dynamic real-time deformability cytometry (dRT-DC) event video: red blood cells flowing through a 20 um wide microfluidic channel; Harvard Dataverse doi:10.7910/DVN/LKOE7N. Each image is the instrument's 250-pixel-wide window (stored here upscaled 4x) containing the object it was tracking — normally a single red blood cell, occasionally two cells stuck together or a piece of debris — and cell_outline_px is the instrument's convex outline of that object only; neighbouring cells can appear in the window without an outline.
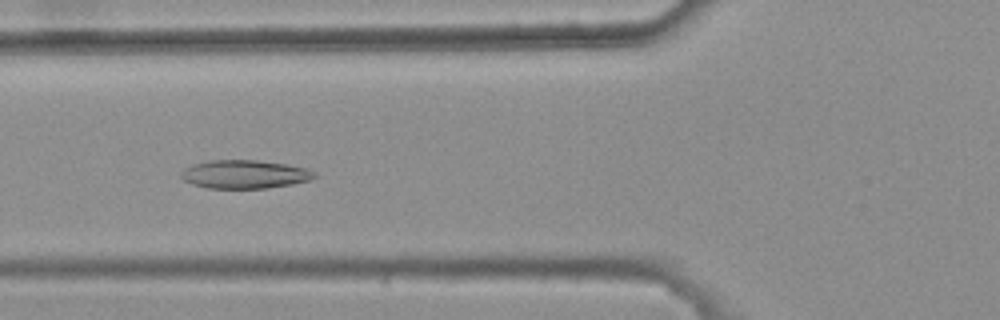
{"species": "common noctule bat (a hibernating species)", "species_latin": "Nyctalus noctula", "temperature_condition": "warm", "stored_images_in_passage": 6, "camera_frame_rate_fps": 3000, "um_per_image_px": 0.085, "animal": {"sex": "female", "body_mass_g": 25.1}, "frame": {"image": 1, "passage_image": 4, "time_ms": 1.0, "image_size_px": [1000, 320], "cell_outline_px": [[316, 176], [308, 180], [292, 184], [268, 188], [208, 188], [192, 184], [184, 180], [180, 176], [180, 172], [184, 168], [192, 164], [208, 160], [256, 160], [288, 164], [308, 168], [316, 172]], "centroid_in_image_um": [20.78, 14.8], "position_along_channel_um": 105.0, "area_um2": 22.25}}
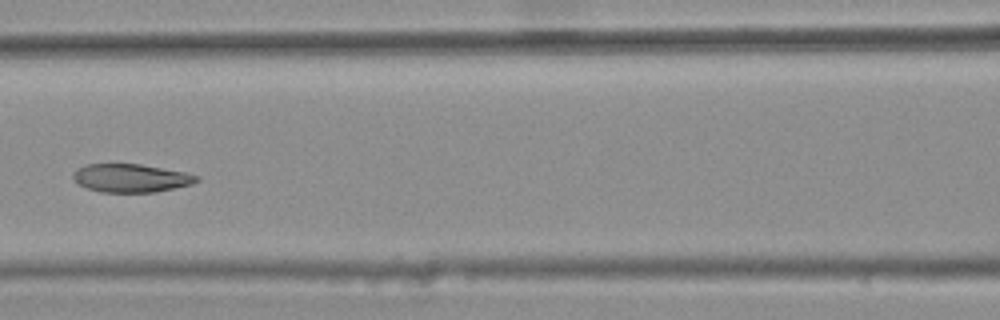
{"frame": {"image": 2, "passage_image": 5, "time_ms": 1.333, "image_size_px": [1000, 320], "cell_outline_px": [[200, 180], [192, 184], [156, 192], [100, 192], [76, 184], [72, 180], [72, 172], [76, 168], [84, 164], [140, 164], [188, 172], [200, 176]], "centroid_in_image_um": [11.11, 15.13], "position_along_channel_um": 155.5, "area_um2": 20.75}}
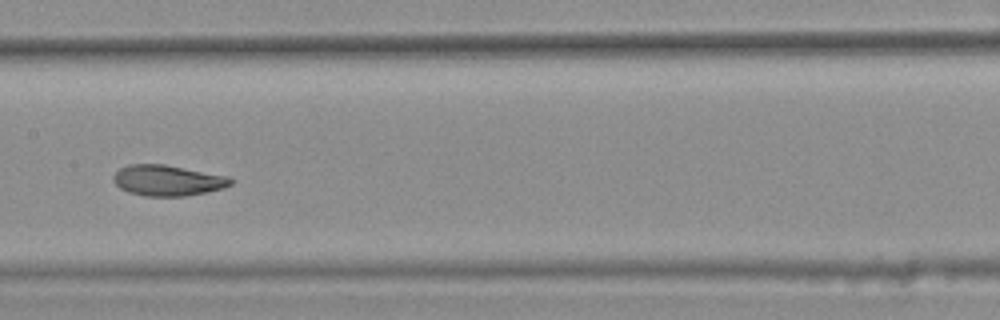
{"frame": {"image": 3, "passage_image": 6, "time_ms": 1.667, "image_size_px": [1000, 320], "cell_outline_px": [[236, 180], [232, 184], [224, 188], [208, 192], [184, 196], [144, 196], [128, 192], [120, 188], [112, 180], [112, 176], [120, 168], [128, 164], [164, 164], [228, 176]], "centroid_in_image_um": [14.26, 15.34], "position_along_channel_um": 193.1, "area_um2": 21.21}}